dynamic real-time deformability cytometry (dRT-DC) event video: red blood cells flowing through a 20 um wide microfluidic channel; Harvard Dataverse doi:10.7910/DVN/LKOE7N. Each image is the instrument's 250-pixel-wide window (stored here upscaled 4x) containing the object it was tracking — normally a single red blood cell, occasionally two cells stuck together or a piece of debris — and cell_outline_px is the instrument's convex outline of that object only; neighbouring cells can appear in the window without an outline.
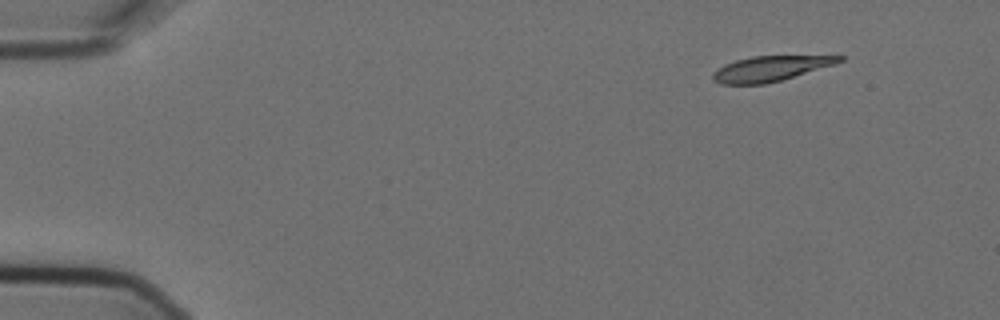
{"species": "Egyptian fruit bat (a non-hibernating species)", "species_latin": "Rousettus aegyptiacus", "temperature_condition": "cold", "stored_images_in_passage": 4, "camera_frame_rate_fps": 3000, "um_per_image_px": 0.085, "animal": {"sex": "female"}, "frame": {"image": 1, "passage_image": 1, "time_ms": 0.0, "image_size_px": [1000, 320], "cell_outline_px": [[844, 60], [836, 64], [780, 80], [764, 84], [720, 84], [712, 80], [712, 72], [724, 64], [736, 60], [752, 56], [844, 56]], "centroid_in_image_um": [65.44, 5.83], "position_along_channel_um": 19.6, "area_um2": 18.44}}